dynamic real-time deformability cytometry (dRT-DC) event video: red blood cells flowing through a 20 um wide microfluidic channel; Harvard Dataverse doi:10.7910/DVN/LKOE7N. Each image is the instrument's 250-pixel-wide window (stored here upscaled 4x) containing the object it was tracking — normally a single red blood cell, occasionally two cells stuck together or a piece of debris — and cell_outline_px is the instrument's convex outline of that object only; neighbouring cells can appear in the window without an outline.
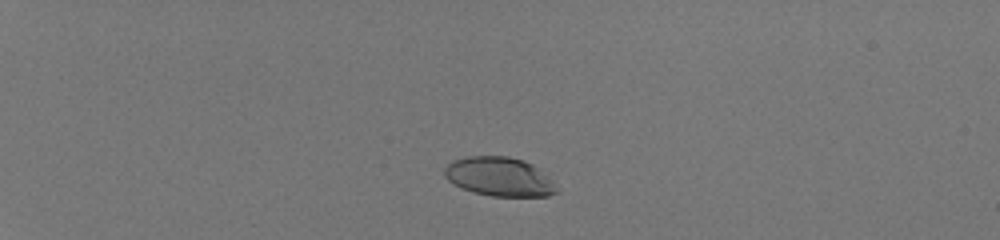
{"species": "human", "species_latin": "Homo sapiens", "temperature_condition": "room temperature", "stored_images_in_passage": 40, "camera_frame_rate_fps": 3000, "um_per_image_px": 0.085, "donor": {"sex": "male"}, "frame": {"image": 1, "passage_image": 2, "time_ms": 0.333, "image_size_px": [1000, 240], "cell_outline_px": [[560, 192], [548, 196], [492, 196], [472, 192], [448, 180], [444, 176], [444, 168], [452, 160], [468, 156], [508, 156], [524, 160], [532, 164], [552, 180]], "centroid_in_image_um": [42.46, 15.02], "position_along_channel_um": 42.5, "area_um2": 25.49}}
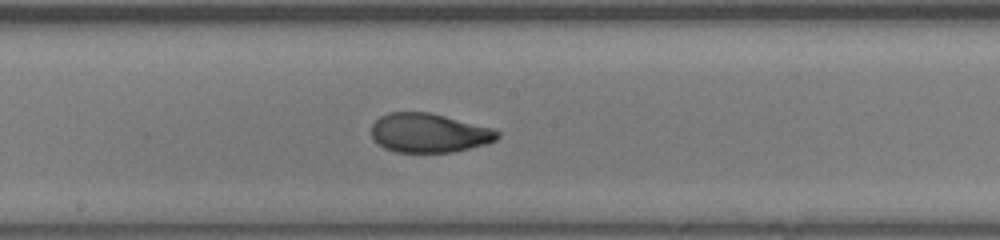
{"frame": {"image": 2, "passage_image": 21, "time_ms": 6.667, "image_size_px": [1000, 240], "cell_outline_px": [[500, 136], [496, 140], [488, 144], [452, 152], [396, 152], [384, 148], [372, 136], [372, 124], [380, 116], [388, 112], [428, 112], [492, 128], [500, 132]], "centroid_in_image_um": [36.48, 11.3], "position_along_channel_um": 211.7, "area_um2": 28.61}}
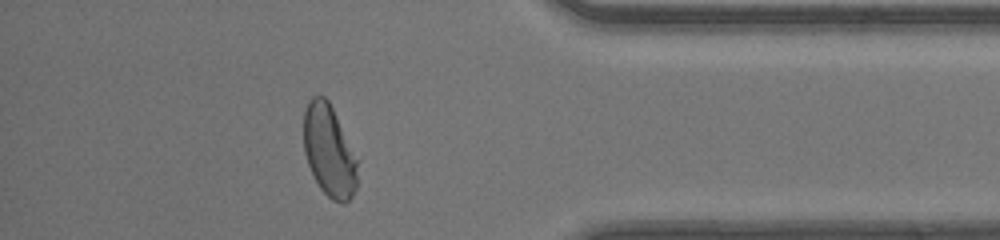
{"frame": {"image": 3, "passage_image": 36, "time_ms": 11.667, "image_size_px": [1000, 240], "cell_outline_px": [[356, 188], [352, 196], [344, 204], [332, 200], [320, 188], [308, 164], [304, 152], [304, 112], [308, 100], [312, 96], [324, 96], [328, 100], [332, 108], [356, 160]], "centroid_in_image_um": [27.93, 12.83], "position_along_channel_um": 407.3, "area_um2": 27.98}, "authors_computed_cell_mechanics": {"area_um2": 29.1601, "velocity_mm_per_s": 4.1817, "shape_relaxation_time_tau1_ms": 4.7358, "shape_relaxation_time_tau2_ms": null, "deformation_change_tau1": 0.1989, "deformation_change_tau2": null}}